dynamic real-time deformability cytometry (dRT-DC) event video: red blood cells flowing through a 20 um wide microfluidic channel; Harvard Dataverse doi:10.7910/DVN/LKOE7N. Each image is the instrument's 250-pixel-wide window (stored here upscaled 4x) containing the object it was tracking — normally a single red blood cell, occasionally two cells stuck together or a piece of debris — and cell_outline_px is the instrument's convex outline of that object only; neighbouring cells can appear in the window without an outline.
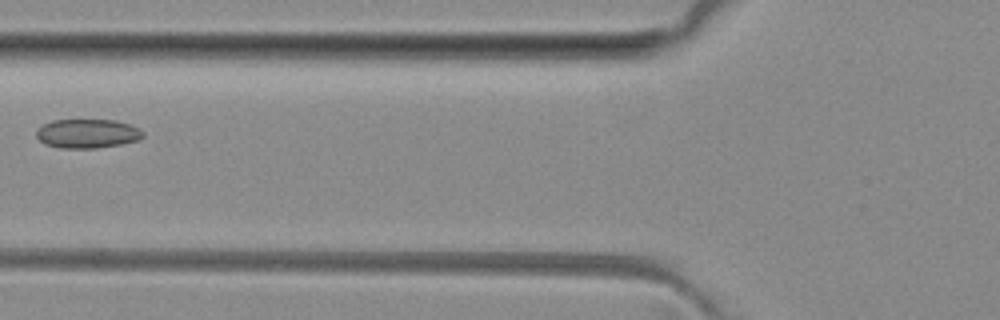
{"species": "common noctule bat (a hibernating species)", "species_latin": "Nyctalus noctula", "temperature_condition": "room temperature", "stored_images_in_passage": 3, "camera_frame_rate_fps": 3000, "um_per_image_px": 0.085, "animal": {"sex": "female", "body_mass_g": 29.2, "forearm_length_mm": 56.3}, "frame": {"image": 1, "passage_image": 3, "time_ms": 2.0, "image_size_px": [1000, 320], "cell_outline_px": [[144, 136], [136, 140], [120, 144], [96, 148], [60, 148], [44, 144], [36, 136], [36, 128], [52, 120], [116, 120], [140, 128], [144, 132]], "centroid_in_image_um": [7.4, 11.35], "position_along_channel_um": 118.4, "area_um2": 18.09}}